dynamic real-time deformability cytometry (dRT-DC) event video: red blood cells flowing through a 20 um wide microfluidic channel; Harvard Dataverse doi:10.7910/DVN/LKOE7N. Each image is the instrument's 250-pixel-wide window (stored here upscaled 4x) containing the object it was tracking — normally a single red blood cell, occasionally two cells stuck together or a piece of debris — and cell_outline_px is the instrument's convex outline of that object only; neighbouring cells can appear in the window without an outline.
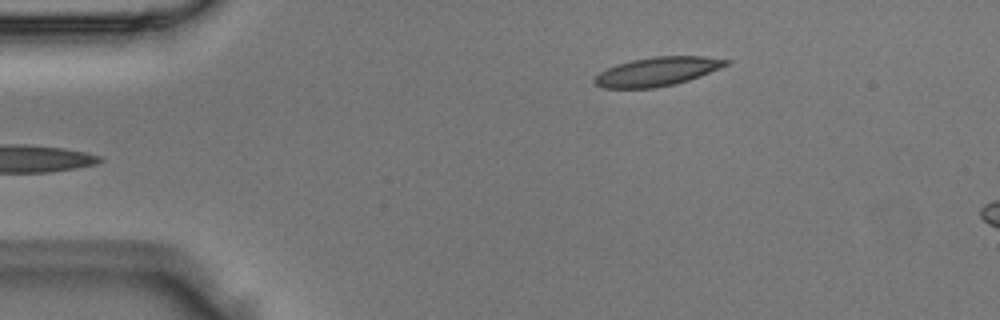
{"species": "Egyptian fruit bat (a non-hibernating species)", "species_latin": "Rousettus aegyptiacus", "temperature_condition": "room temperature", "stored_images_in_passage": 5, "camera_frame_rate_fps": 3000, "um_per_image_px": 0.085, "animal": {"sex": "male"}, "frame": {"image": 1, "passage_image": 5, "time_ms": 1.333, "image_size_px": [1000, 320], "cell_outline_px": [[732, 64], [688, 80], [676, 84], [656, 88], [604, 88], [596, 84], [592, 80], [600, 72], [616, 64], [632, 60], [652, 56], [704, 56], [732, 60]], "centroid_in_image_um": [55.91, 6.07], "position_along_channel_um": 29.1, "area_um2": 22.25}}